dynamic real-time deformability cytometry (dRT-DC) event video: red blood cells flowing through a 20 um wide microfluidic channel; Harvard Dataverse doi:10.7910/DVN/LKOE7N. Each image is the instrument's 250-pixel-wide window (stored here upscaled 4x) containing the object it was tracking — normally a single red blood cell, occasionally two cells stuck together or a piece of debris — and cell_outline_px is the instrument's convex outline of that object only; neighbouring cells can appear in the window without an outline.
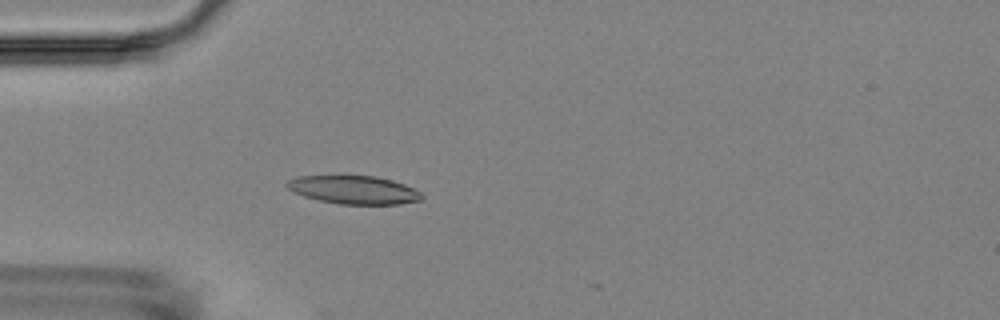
{"species": "Egyptian fruit bat (a non-hibernating species)", "species_latin": "Rousettus aegyptiacus", "temperature_condition": "room temperature", "stored_images_in_passage": 3, "camera_frame_rate_fps": 3000, "um_per_image_px": 0.085, "animal": {"sex": "female"}, "frame": {"image": 1, "passage_image": 3, "time_ms": 2.333, "image_size_px": [1000, 320], "cell_outline_px": [[424, 196], [420, 200], [400, 204], [340, 204], [320, 200], [304, 196], [292, 192], [284, 184], [288, 180], [296, 176], [376, 176], [392, 180], [404, 184], [420, 192]], "centroid_in_image_um": [30.05, 16.13], "position_along_channel_um": 54.9, "area_um2": 22.14}}